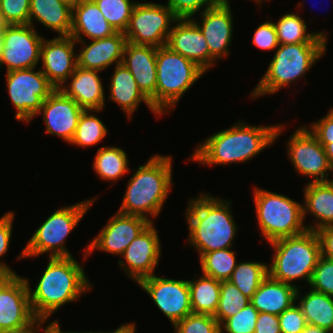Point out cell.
Here are the masks:
<instances>
[{
    "instance_id": "6da1fadb",
    "label": "cell",
    "mask_w": 333,
    "mask_h": 333,
    "mask_svg": "<svg viewBox=\"0 0 333 333\" xmlns=\"http://www.w3.org/2000/svg\"><path fill=\"white\" fill-rule=\"evenodd\" d=\"M284 128L282 124L253 126L239 121L206 138L189 158L214 166L247 162L272 145Z\"/></svg>"
},
{
    "instance_id": "7a4b0ae2",
    "label": "cell",
    "mask_w": 333,
    "mask_h": 333,
    "mask_svg": "<svg viewBox=\"0 0 333 333\" xmlns=\"http://www.w3.org/2000/svg\"><path fill=\"white\" fill-rule=\"evenodd\" d=\"M29 298L35 317L48 319L61 306L75 302L92 288L82 265L73 256L49 257L48 264Z\"/></svg>"
},
{
    "instance_id": "3957f363",
    "label": "cell",
    "mask_w": 333,
    "mask_h": 333,
    "mask_svg": "<svg viewBox=\"0 0 333 333\" xmlns=\"http://www.w3.org/2000/svg\"><path fill=\"white\" fill-rule=\"evenodd\" d=\"M186 208L188 243L199 258L212 251L232 248L238 226L230 210L231 201L201 193Z\"/></svg>"
},
{
    "instance_id": "277c9868",
    "label": "cell",
    "mask_w": 333,
    "mask_h": 333,
    "mask_svg": "<svg viewBox=\"0 0 333 333\" xmlns=\"http://www.w3.org/2000/svg\"><path fill=\"white\" fill-rule=\"evenodd\" d=\"M172 157L153 155L130 177L118 212L140 216L154 223L172 187Z\"/></svg>"
},
{
    "instance_id": "5b68a950",
    "label": "cell",
    "mask_w": 333,
    "mask_h": 333,
    "mask_svg": "<svg viewBox=\"0 0 333 333\" xmlns=\"http://www.w3.org/2000/svg\"><path fill=\"white\" fill-rule=\"evenodd\" d=\"M327 43L279 44L265 74L251 93L252 98L275 94L306 75L326 52Z\"/></svg>"
},
{
    "instance_id": "8992f818",
    "label": "cell",
    "mask_w": 333,
    "mask_h": 333,
    "mask_svg": "<svg viewBox=\"0 0 333 333\" xmlns=\"http://www.w3.org/2000/svg\"><path fill=\"white\" fill-rule=\"evenodd\" d=\"M273 248L269 275L276 280L293 285L302 278L310 284L314 268L321 255L320 241L316 231L285 237L269 243Z\"/></svg>"
},
{
    "instance_id": "52a82bcc",
    "label": "cell",
    "mask_w": 333,
    "mask_h": 333,
    "mask_svg": "<svg viewBox=\"0 0 333 333\" xmlns=\"http://www.w3.org/2000/svg\"><path fill=\"white\" fill-rule=\"evenodd\" d=\"M253 193L259 229L268 243L308 230L303 218V203L258 187Z\"/></svg>"
},
{
    "instance_id": "ba28073f",
    "label": "cell",
    "mask_w": 333,
    "mask_h": 333,
    "mask_svg": "<svg viewBox=\"0 0 333 333\" xmlns=\"http://www.w3.org/2000/svg\"><path fill=\"white\" fill-rule=\"evenodd\" d=\"M156 70V112L160 116L169 114L183 94L206 73L166 45L157 48Z\"/></svg>"
},
{
    "instance_id": "9c48e42d",
    "label": "cell",
    "mask_w": 333,
    "mask_h": 333,
    "mask_svg": "<svg viewBox=\"0 0 333 333\" xmlns=\"http://www.w3.org/2000/svg\"><path fill=\"white\" fill-rule=\"evenodd\" d=\"M96 198L55 210L33 233L18 259L49 253V257H69L65 240L89 210ZM26 257V258H25Z\"/></svg>"
},
{
    "instance_id": "30bf717a",
    "label": "cell",
    "mask_w": 333,
    "mask_h": 333,
    "mask_svg": "<svg viewBox=\"0 0 333 333\" xmlns=\"http://www.w3.org/2000/svg\"><path fill=\"white\" fill-rule=\"evenodd\" d=\"M34 69L6 72L10 101L17 111L15 119L28 124L40 111L43 101L56 89L40 68L39 71H34Z\"/></svg>"
},
{
    "instance_id": "8fae6325",
    "label": "cell",
    "mask_w": 333,
    "mask_h": 333,
    "mask_svg": "<svg viewBox=\"0 0 333 333\" xmlns=\"http://www.w3.org/2000/svg\"><path fill=\"white\" fill-rule=\"evenodd\" d=\"M177 19L167 5L137 1L124 35L130 43L158 48L166 45Z\"/></svg>"
},
{
    "instance_id": "7c38bea8",
    "label": "cell",
    "mask_w": 333,
    "mask_h": 333,
    "mask_svg": "<svg viewBox=\"0 0 333 333\" xmlns=\"http://www.w3.org/2000/svg\"><path fill=\"white\" fill-rule=\"evenodd\" d=\"M287 154L296 172L302 176L312 177L310 182L330 181L328 175L333 173L325 148L310 132L308 127L301 125L290 135Z\"/></svg>"
},
{
    "instance_id": "4fadbf2b",
    "label": "cell",
    "mask_w": 333,
    "mask_h": 333,
    "mask_svg": "<svg viewBox=\"0 0 333 333\" xmlns=\"http://www.w3.org/2000/svg\"><path fill=\"white\" fill-rule=\"evenodd\" d=\"M44 38L30 24L10 25L3 32L0 67L5 65L6 72L36 68Z\"/></svg>"
},
{
    "instance_id": "5bb4252c",
    "label": "cell",
    "mask_w": 333,
    "mask_h": 333,
    "mask_svg": "<svg viewBox=\"0 0 333 333\" xmlns=\"http://www.w3.org/2000/svg\"><path fill=\"white\" fill-rule=\"evenodd\" d=\"M169 319L172 325L193 313L188 280H175L152 275L137 283Z\"/></svg>"
},
{
    "instance_id": "9a60e30c",
    "label": "cell",
    "mask_w": 333,
    "mask_h": 333,
    "mask_svg": "<svg viewBox=\"0 0 333 333\" xmlns=\"http://www.w3.org/2000/svg\"><path fill=\"white\" fill-rule=\"evenodd\" d=\"M34 318L26 278L0 275V332L23 327Z\"/></svg>"
},
{
    "instance_id": "2e32d148",
    "label": "cell",
    "mask_w": 333,
    "mask_h": 333,
    "mask_svg": "<svg viewBox=\"0 0 333 333\" xmlns=\"http://www.w3.org/2000/svg\"><path fill=\"white\" fill-rule=\"evenodd\" d=\"M150 223L140 216L116 212L85 248L84 259L95 250L121 256Z\"/></svg>"
},
{
    "instance_id": "e0dca14e",
    "label": "cell",
    "mask_w": 333,
    "mask_h": 333,
    "mask_svg": "<svg viewBox=\"0 0 333 333\" xmlns=\"http://www.w3.org/2000/svg\"><path fill=\"white\" fill-rule=\"evenodd\" d=\"M160 236L153 223H150L125 249L123 260L118 265L138 283L143 278L154 275L161 256Z\"/></svg>"
},
{
    "instance_id": "ac0fdd59",
    "label": "cell",
    "mask_w": 333,
    "mask_h": 333,
    "mask_svg": "<svg viewBox=\"0 0 333 333\" xmlns=\"http://www.w3.org/2000/svg\"><path fill=\"white\" fill-rule=\"evenodd\" d=\"M75 44L76 40L70 35L43 39L40 55L43 66L40 70L56 89L67 84L68 78L78 66Z\"/></svg>"
},
{
    "instance_id": "d6986e66",
    "label": "cell",
    "mask_w": 333,
    "mask_h": 333,
    "mask_svg": "<svg viewBox=\"0 0 333 333\" xmlns=\"http://www.w3.org/2000/svg\"><path fill=\"white\" fill-rule=\"evenodd\" d=\"M84 109L60 89L43 101L37 115L43 114L47 134L56 135L70 144Z\"/></svg>"
},
{
    "instance_id": "ffe728a7",
    "label": "cell",
    "mask_w": 333,
    "mask_h": 333,
    "mask_svg": "<svg viewBox=\"0 0 333 333\" xmlns=\"http://www.w3.org/2000/svg\"><path fill=\"white\" fill-rule=\"evenodd\" d=\"M200 23L191 18L202 31L209 48L210 55L221 59L229 55V46L233 36V14L229 3H214L200 12Z\"/></svg>"
},
{
    "instance_id": "44dd1931",
    "label": "cell",
    "mask_w": 333,
    "mask_h": 333,
    "mask_svg": "<svg viewBox=\"0 0 333 333\" xmlns=\"http://www.w3.org/2000/svg\"><path fill=\"white\" fill-rule=\"evenodd\" d=\"M166 46L196 63L207 72L216 63L210 55L207 41L191 18L177 19L172 26Z\"/></svg>"
},
{
    "instance_id": "7402d4cb",
    "label": "cell",
    "mask_w": 333,
    "mask_h": 333,
    "mask_svg": "<svg viewBox=\"0 0 333 333\" xmlns=\"http://www.w3.org/2000/svg\"><path fill=\"white\" fill-rule=\"evenodd\" d=\"M157 47L126 42L122 64L129 69L142 93L156 111Z\"/></svg>"
},
{
    "instance_id": "603a6c76",
    "label": "cell",
    "mask_w": 333,
    "mask_h": 333,
    "mask_svg": "<svg viewBox=\"0 0 333 333\" xmlns=\"http://www.w3.org/2000/svg\"><path fill=\"white\" fill-rule=\"evenodd\" d=\"M76 41L82 47L77 53L78 66L84 69L105 70L109 66L121 64L124 47L127 42L123 32H116L110 37L90 40Z\"/></svg>"
},
{
    "instance_id": "cb8c5ba5",
    "label": "cell",
    "mask_w": 333,
    "mask_h": 333,
    "mask_svg": "<svg viewBox=\"0 0 333 333\" xmlns=\"http://www.w3.org/2000/svg\"><path fill=\"white\" fill-rule=\"evenodd\" d=\"M99 72L77 66L74 73L67 80V82L70 81L69 85L67 87L63 85L60 90L66 96L75 100L84 110L102 111L106 97Z\"/></svg>"
},
{
    "instance_id": "d4e9b609",
    "label": "cell",
    "mask_w": 333,
    "mask_h": 333,
    "mask_svg": "<svg viewBox=\"0 0 333 333\" xmlns=\"http://www.w3.org/2000/svg\"><path fill=\"white\" fill-rule=\"evenodd\" d=\"M115 33L93 0H80L72 7L70 36L76 41H83L84 36L90 40L107 38Z\"/></svg>"
},
{
    "instance_id": "484cf974",
    "label": "cell",
    "mask_w": 333,
    "mask_h": 333,
    "mask_svg": "<svg viewBox=\"0 0 333 333\" xmlns=\"http://www.w3.org/2000/svg\"><path fill=\"white\" fill-rule=\"evenodd\" d=\"M109 89L110 95L108 98L121 107L123 112L127 114L129 120H131L133 112L137 110L141 102H144L156 117H161L154 110L151 101L138 87L132 73L122 63L115 65L114 73L110 79Z\"/></svg>"
},
{
    "instance_id": "4316f807",
    "label": "cell",
    "mask_w": 333,
    "mask_h": 333,
    "mask_svg": "<svg viewBox=\"0 0 333 333\" xmlns=\"http://www.w3.org/2000/svg\"><path fill=\"white\" fill-rule=\"evenodd\" d=\"M306 184L303 191V218L309 213L316 218L315 224L306 225L307 229L317 231L325 226H333V179Z\"/></svg>"
},
{
    "instance_id": "83f0119b",
    "label": "cell",
    "mask_w": 333,
    "mask_h": 333,
    "mask_svg": "<svg viewBox=\"0 0 333 333\" xmlns=\"http://www.w3.org/2000/svg\"><path fill=\"white\" fill-rule=\"evenodd\" d=\"M296 285L286 284L268 275L250 302L258 312L280 315L296 302Z\"/></svg>"
},
{
    "instance_id": "f1b7e54d",
    "label": "cell",
    "mask_w": 333,
    "mask_h": 333,
    "mask_svg": "<svg viewBox=\"0 0 333 333\" xmlns=\"http://www.w3.org/2000/svg\"><path fill=\"white\" fill-rule=\"evenodd\" d=\"M33 19L60 36H69L72 6L61 0H30L29 24L34 27Z\"/></svg>"
},
{
    "instance_id": "f546056e",
    "label": "cell",
    "mask_w": 333,
    "mask_h": 333,
    "mask_svg": "<svg viewBox=\"0 0 333 333\" xmlns=\"http://www.w3.org/2000/svg\"><path fill=\"white\" fill-rule=\"evenodd\" d=\"M300 289L296 291V303L306 319L307 324L324 328L333 333V297L327 294L310 290L300 295ZM303 295V296H302ZM302 296V297H301Z\"/></svg>"
},
{
    "instance_id": "4dcf8cb0",
    "label": "cell",
    "mask_w": 333,
    "mask_h": 333,
    "mask_svg": "<svg viewBox=\"0 0 333 333\" xmlns=\"http://www.w3.org/2000/svg\"><path fill=\"white\" fill-rule=\"evenodd\" d=\"M279 44L327 43L325 32H307V24L296 13H287L274 23Z\"/></svg>"
},
{
    "instance_id": "1f68e13d",
    "label": "cell",
    "mask_w": 333,
    "mask_h": 333,
    "mask_svg": "<svg viewBox=\"0 0 333 333\" xmlns=\"http://www.w3.org/2000/svg\"><path fill=\"white\" fill-rule=\"evenodd\" d=\"M192 312L214 316L220 299L221 281L202 275L188 280Z\"/></svg>"
},
{
    "instance_id": "d6a6232c",
    "label": "cell",
    "mask_w": 333,
    "mask_h": 333,
    "mask_svg": "<svg viewBox=\"0 0 333 333\" xmlns=\"http://www.w3.org/2000/svg\"><path fill=\"white\" fill-rule=\"evenodd\" d=\"M127 155L123 149L116 146L100 147L95 155L93 169L101 180L118 181L131 169L128 167Z\"/></svg>"
},
{
    "instance_id": "836d02e7",
    "label": "cell",
    "mask_w": 333,
    "mask_h": 333,
    "mask_svg": "<svg viewBox=\"0 0 333 333\" xmlns=\"http://www.w3.org/2000/svg\"><path fill=\"white\" fill-rule=\"evenodd\" d=\"M268 266L267 263L252 261L237 263L229 281L251 300L260 284L269 275Z\"/></svg>"
},
{
    "instance_id": "e575fe53",
    "label": "cell",
    "mask_w": 333,
    "mask_h": 333,
    "mask_svg": "<svg viewBox=\"0 0 333 333\" xmlns=\"http://www.w3.org/2000/svg\"><path fill=\"white\" fill-rule=\"evenodd\" d=\"M199 260L202 274L220 281L229 280L238 263L231 248L205 253Z\"/></svg>"
},
{
    "instance_id": "d590c367",
    "label": "cell",
    "mask_w": 333,
    "mask_h": 333,
    "mask_svg": "<svg viewBox=\"0 0 333 333\" xmlns=\"http://www.w3.org/2000/svg\"><path fill=\"white\" fill-rule=\"evenodd\" d=\"M92 112L101 110H84L70 144L80 147H92L101 142L107 135V128L103 122Z\"/></svg>"
},
{
    "instance_id": "8d00e7d4",
    "label": "cell",
    "mask_w": 333,
    "mask_h": 333,
    "mask_svg": "<svg viewBox=\"0 0 333 333\" xmlns=\"http://www.w3.org/2000/svg\"><path fill=\"white\" fill-rule=\"evenodd\" d=\"M250 302L231 281H221L219 305L213 316L221 325L226 319L234 316L239 310L245 308Z\"/></svg>"
},
{
    "instance_id": "74e56055",
    "label": "cell",
    "mask_w": 333,
    "mask_h": 333,
    "mask_svg": "<svg viewBox=\"0 0 333 333\" xmlns=\"http://www.w3.org/2000/svg\"><path fill=\"white\" fill-rule=\"evenodd\" d=\"M116 32H125L137 2L130 0H93Z\"/></svg>"
},
{
    "instance_id": "f35d334b",
    "label": "cell",
    "mask_w": 333,
    "mask_h": 333,
    "mask_svg": "<svg viewBox=\"0 0 333 333\" xmlns=\"http://www.w3.org/2000/svg\"><path fill=\"white\" fill-rule=\"evenodd\" d=\"M173 327L175 333H221L218 321L208 314L191 313Z\"/></svg>"
},
{
    "instance_id": "ab89813d",
    "label": "cell",
    "mask_w": 333,
    "mask_h": 333,
    "mask_svg": "<svg viewBox=\"0 0 333 333\" xmlns=\"http://www.w3.org/2000/svg\"><path fill=\"white\" fill-rule=\"evenodd\" d=\"M258 314V310L249 302L245 308L239 310L220 325L221 333L223 330L226 333H254Z\"/></svg>"
},
{
    "instance_id": "60d3db41",
    "label": "cell",
    "mask_w": 333,
    "mask_h": 333,
    "mask_svg": "<svg viewBox=\"0 0 333 333\" xmlns=\"http://www.w3.org/2000/svg\"><path fill=\"white\" fill-rule=\"evenodd\" d=\"M314 291L333 297V261L321 256L309 284Z\"/></svg>"
},
{
    "instance_id": "b9f144b4",
    "label": "cell",
    "mask_w": 333,
    "mask_h": 333,
    "mask_svg": "<svg viewBox=\"0 0 333 333\" xmlns=\"http://www.w3.org/2000/svg\"><path fill=\"white\" fill-rule=\"evenodd\" d=\"M30 0H0V11L10 25L29 24Z\"/></svg>"
},
{
    "instance_id": "7bdbcfd3",
    "label": "cell",
    "mask_w": 333,
    "mask_h": 333,
    "mask_svg": "<svg viewBox=\"0 0 333 333\" xmlns=\"http://www.w3.org/2000/svg\"><path fill=\"white\" fill-rule=\"evenodd\" d=\"M281 333H301L307 326L300 306L292 304L279 315Z\"/></svg>"
},
{
    "instance_id": "ee69618b",
    "label": "cell",
    "mask_w": 333,
    "mask_h": 333,
    "mask_svg": "<svg viewBox=\"0 0 333 333\" xmlns=\"http://www.w3.org/2000/svg\"><path fill=\"white\" fill-rule=\"evenodd\" d=\"M167 6L178 19L193 18L214 4L212 0H167ZM202 8V9H201Z\"/></svg>"
},
{
    "instance_id": "f6af8a7d",
    "label": "cell",
    "mask_w": 333,
    "mask_h": 333,
    "mask_svg": "<svg viewBox=\"0 0 333 333\" xmlns=\"http://www.w3.org/2000/svg\"><path fill=\"white\" fill-rule=\"evenodd\" d=\"M15 213L9 211L0 217V257H2L9 250L10 239L12 236V224ZM13 271L5 262L0 261V275H15Z\"/></svg>"
},
{
    "instance_id": "bcb514c9",
    "label": "cell",
    "mask_w": 333,
    "mask_h": 333,
    "mask_svg": "<svg viewBox=\"0 0 333 333\" xmlns=\"http://www.w3.org/2000/svg\"><path fill=\"white\" fill-rule=\"evenodd\" d=\"M252 43L262 50H275L279 43L277 39V31L272 21H265L255 30Z\"/></svg>"
},
{
    "instance_id": "7dc6e473",
    "label": "cell",
    "mask_w": 333,
    "mask_h": 333,
    "mask_svg": "<svg viewBox=\"0 0 333 333\" xmlns=\"http://www.w3.org/2000/svg\"><path fill=\"white\" fill-rule=\"evenodd\" d=\"M310 132L318 139L319 143L325 147L328 143L333 141V108L325 117L313 122L309 126Z\"/></svg>"
},
{
    "instance_id": "c3c4849f",
    "label": "cell",
    "mask_w": 333,
    "mask_h": 333,
    "mask_svg": "<svg viewBox=\"0 0 333 333\" xmlns=\"http://www.w3.org/2000/svg\"><path fill=\"white\" fill-rule=\"evenodd\" d=\"M254 333H281L279 316L259 312Z\"/></svg>"
},
{
    "instance_id": "681fc988",
    "label": "cell",
    "mask_w": 333,
    "mask_h": 333,
    "mask_svg": "<svg viewBox=\"0 0 333 333\" xmlns=\"http://www.w3.org/2000/svg\"><path fill=\"white\" fill-rule=\"evenodd\" d=\"M321 247V255L333 261V226H325L316 231Z\"/></svg>"
},
{
    "instance_id": "f907efd6",
    "label": "cell",
    "mask_w": 333,
    "mask_h": 333,
    "mask_svg": "<svg viewBox=\"0 0 333 333\" xmlns=\"http://www.w3.org/2000/svg\"><path fill=\"white\" fill-rule=\"evenodd\" d=\"M46 319L43 318H39V317H35L30 323H28L27 325L17 328V329H11V330H5L2 331L0 333H38L39 330L43 329V333H48L50 330V326H51V322L47 323V325H45L44 323H46ZM42 325H45V328H41Z\"/></svg>"
},
{
    "instance_id": "816d5d0a",
    "label": "cell",
    "mask_w": 333,
    "mask_h": 333,
    "mask_svg": "<svg viewBox=\"0 0 333 333\" xmlns=\"http://www.w3.org/2000/svg\"><path fill=\"white\" fill-rule=\"evenodd\" d=\"M136 324L134 322L122 324L120 327L116 328L113 332H98V333H135Z\"/></svg>"
},
{
    "instance_id": "f5cc1de1",
    "label": "cell",
    "mask_w": 333,
    "mask_h": 333,
    "mask_svg": "<svg viewBox=\"0 0 333 333\" xmlns=\"http://www.w3.org/2000/svg\"><path fill=\"white\" fill-rule=\"evenodd\" d=\"M49 332L50 333H98V332H92V331H90V332H70V331L67 332L64 330L62 331L58 320H53L51 322Z\"/></svg>"
},
{
    "instance_id": "db71d44e",
    "label": "cell",
    "mask_w": 333,
    "mask_h": 333,
    "mask_svg": "<svg viewBox=\"0 0 333 333\" xmlns=\"http://www.w3.org/2000/svg\"><path fill=\"white\" fill-rule=\"evenodd\" d=\"M301 333H331V332L327 329L307 324V326Z\"/></svg>"
},
{
    "instance_id": "11a10c76",
    "label": "cell",
    "mask_w": 333,
    "mask_h": 333,
    "mask_svg": "<svg viewBox=\"0 0 333 333\" xmlns=\"http://www.w3.org/2000/svg\"><path fill=\"white\" fill-rule=\"evenodd\" d=\"M325 152L328 158L330 165L333 167V141L328 143L325 147Z\"/></svg>"
},
{
    "instance_id": "9f6ffc18",
    "label": "cell",
    "mask_w": 333,
    "mask_h": 333,
    "mask_svg": "<svg viewBox=\"0 0 333 333\" xmlns=\"http://www.w3.org/2000/svg\"><path fill=\"white\" fill-rule=\"evenodd\" d=\"M10 24L6 21L4 15L0 11V33H3Z\"/></svg>"
},
{
    "instance_id": "6f0895ef",
    "label": "cell",
    "mask_w": 333,
    "mask_h": 333,
    "mask_svg": "<svg viewBox=\"0 0 333 333\" xmlns=\"http://www.w3.org/2000/svg\"><path fill=\"white\" fill-rule=\"evenodd\" d=\"M67 4H69L70 6L74 7L80 0H61Z\"/></svg>"
},
{
    "instance_id": "680465c9",
    "label": "cell",
    "mask_w": 333,
    "mask_h": 333,
    "mask_svg": "<svg viewBox=\"0 0 333 333\" xmlns=\"http://www.w3.org/2000/svg\"><path fill=\"white\" fill-rule=\"evenodd\" d=\"M3 43V33H0V54H1V50H2V44Z\"/></svg>"
},
{
    "instance_id": "91938a15",
    "label": "cell",
    "mask_w": 333,
    "mask_h": 333,
    "mask_svg": "<svg viewBox=\"0 0 333 333\" xmlns=\"http://www.w3.org/2000/svg\"><path fill=\"white\" fill-rule=\"evenodd\" d=\"M214 3H229V0H212Z\"/></svg>"
},
{
    "instance_id": "94428289",
    "label": "cell",
    "mask_w": 333,
    "mask_h": 333,
    "mask_svg": "<svg viewBox=\"0 0 333 333\" xmlns=\"http://www.w3.org/2000/svg\"><path fill=\"white\" fill-rule=\"evenodd\" d=\"M253 1L258 3V5L261 4L262 2H265V0H253Z\"/></svg>"
}]
</instances>
